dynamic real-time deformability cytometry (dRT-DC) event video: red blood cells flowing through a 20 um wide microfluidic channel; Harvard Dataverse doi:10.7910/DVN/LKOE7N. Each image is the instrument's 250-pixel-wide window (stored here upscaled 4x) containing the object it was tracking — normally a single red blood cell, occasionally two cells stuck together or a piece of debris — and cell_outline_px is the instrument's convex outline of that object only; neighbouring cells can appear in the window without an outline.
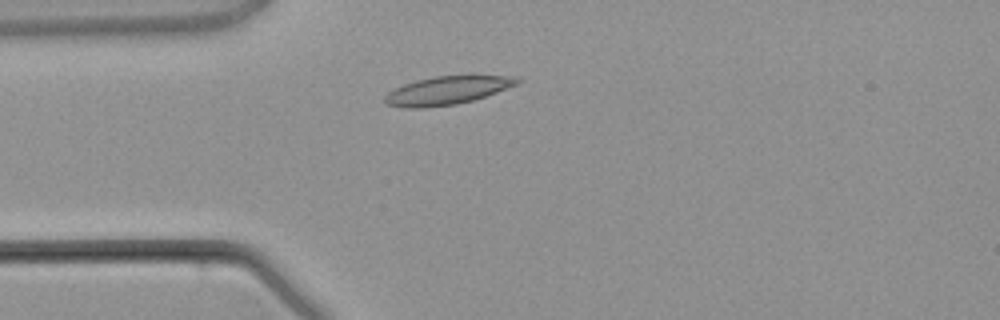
{"species": "common noctule bat (a hibernating species)", "species_latin": "Nyctalus noctula", "temperature_condition": "warm", "stored_images_in_passage": 1, "camera_frame_rate_fps": 3000, "um_per_image_px": 0.085, "animal": {"sex": "male", "body_mass_g": 21.5, "forearm_length_mm": 52.0}, "frame": {"image": 1, "passage_image": 1, "time_ms": 0.0, "image_size_px": [1000, 320], "cell_outline_px": [[524, 80], [520, 84], [472, 100], [456, 104], [424, 108], [404, 108], [388, 104], [384, 100], [384, 96], [388, 92], [404, 84], [416, 80], [436, 76], [472, 72], [476, 72], [516, 76]], "centroid_in_image_um": [38.16, 7.61], "position_along_channel_um": 46.8, "area_um2": 22.89}}